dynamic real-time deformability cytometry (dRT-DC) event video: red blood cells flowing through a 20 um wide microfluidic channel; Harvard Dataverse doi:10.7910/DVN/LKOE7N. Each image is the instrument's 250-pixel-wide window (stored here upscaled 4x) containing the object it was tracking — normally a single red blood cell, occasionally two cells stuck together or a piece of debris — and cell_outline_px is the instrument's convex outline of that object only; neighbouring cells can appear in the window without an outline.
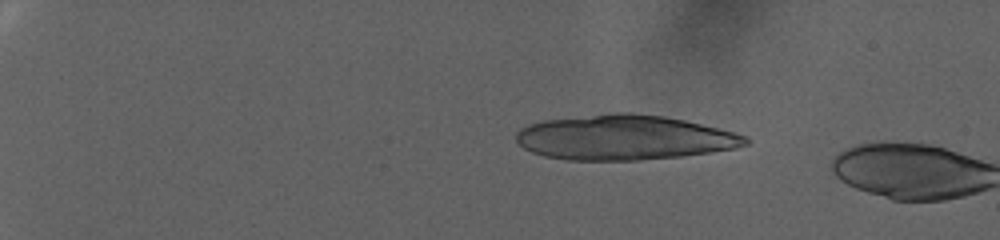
{"species": "human", "species_latin": "Homo sapiens", "temperature_condition": "warm", "stored_images_in_passage": 7, "camera_frame_rate_fps": 3000, "um_per_image_px": 0.085, "donor": {"sex": "female"}, "frame": {"image": 1, "passage_image": 5, "time_ms": 1.333, "image_size_px": [1000, 240], "cell_outline_px": [[752, 140], [748, 144], [736, 148], [680, 156], [640, 160], [564, 160], [544, 156], [532, 152], [524, 148], [516, 140], [516, 132], [520, 128], [528, 124], [544, 120], [608, 112], [632, 112], [664, 116], [684, 120], [748, 136]], "centroid_in_image_um": [53.03, 11.68], "position_along_channel_um": 32.0, "area_um2": 60.17}}